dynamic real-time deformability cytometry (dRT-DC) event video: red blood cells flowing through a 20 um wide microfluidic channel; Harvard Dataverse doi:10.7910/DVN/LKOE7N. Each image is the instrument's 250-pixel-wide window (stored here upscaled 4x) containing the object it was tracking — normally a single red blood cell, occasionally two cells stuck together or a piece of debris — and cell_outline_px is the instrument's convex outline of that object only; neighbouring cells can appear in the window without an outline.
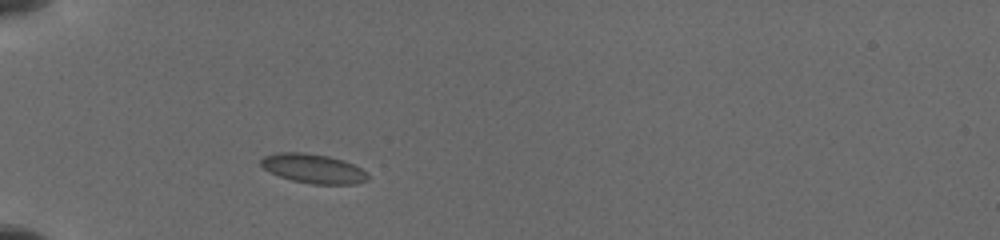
{"species": "common noctule bat (a hibernating species)", "species_latin": "Nyctalus noctula", "temperature_condition": "cold", "stored_images_in_passage": 49, "camera_frame_rate_fps": 3000, "um_per_image_px": 0.085, "animal": {"sex": "female", "body_mass_g": 19.5, "forearm_length_mm": 54.1}, "frame": {"image": 1, "passage_image": 1, "time_ms": 0.0, "image_size_px": [1000, 240], "cell_outline_px": [[368, 180], [356, 184], [312, 184], [292, 180], [280, 176], [264, 168], [260, 164], [260, 160], [264, 156], [276, 152], [304, 152], [328, 156], [344, 160], [368, 172]], "centroid_in_image_um": [26.64, 14.32], "position_along_channel_um": 58.4, "area_um2": 18.26}}
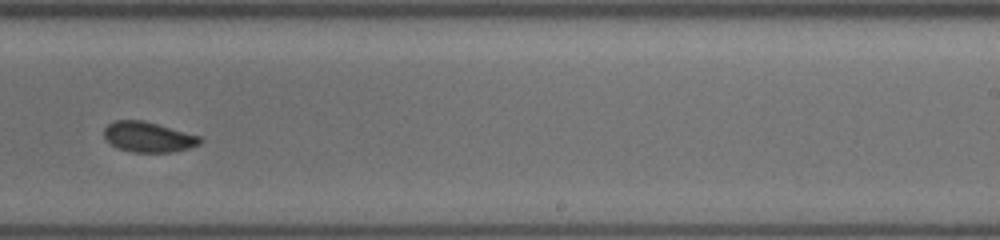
{"frame": {"image": 2, "passage_image": 28, "time_ms": 6.0, "image_size_px": [1000, 240], "cell_outline_px": [[204, 140], [200, 144], [188, 148], [172, 152], [132, 152], [120, 148], [112, 144], [104, 136], [104, 128], [108, 124], [116, 120], [144, 120], [204, 136]], "centroid_in_image_um": [12.68, 11.63], "position_along_channel_um": 276.3, "area_um2": 17.11}}
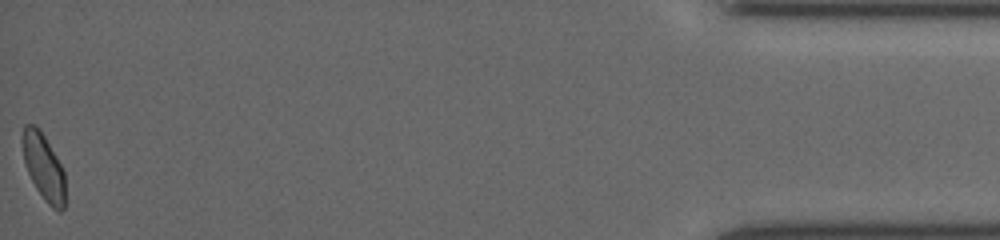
{"frame": {"image": 3, "passage_image": 49, "time_ms": 12.0, "image_size_px": [1000, 240], "cell_outline_px": [[64, 208], [60, 212], [52, 208], [48, 204], [36, 188], [28, 172], [24, 160], [20, 140], [24, 124], [32, 124], [44, 136], [56, 156], [64, 172]], "centroid_in_image_um": [3.68, 14.18], "position_along_channel_um": 431.5, "area_um2": 16.3}}